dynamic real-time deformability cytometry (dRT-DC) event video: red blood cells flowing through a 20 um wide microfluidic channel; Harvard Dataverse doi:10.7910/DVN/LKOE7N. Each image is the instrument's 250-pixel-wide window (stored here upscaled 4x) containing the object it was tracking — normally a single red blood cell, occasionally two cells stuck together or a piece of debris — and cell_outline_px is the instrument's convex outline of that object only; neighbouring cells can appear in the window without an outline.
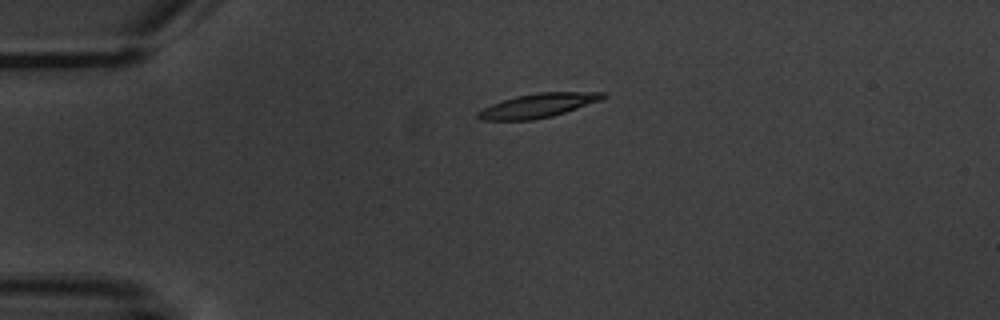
{"species": "common noctule bat (a hibernating species)", "species_latin": "Nyctalus noctula", "temperature_condition": "warm", "stored_images_in_passage": 4, "camera_frame_rate_fps": 3000, "um_per_image_px": 0.085, "animal": {"sex": "male", "body_mass_g": 20.1, "forearm_length_mm": 53.5}, "frame": {"image": 1, "passage_image": 3, "time_ms": 2.333, "image_size_px": [1000, 320], "cell_outline_px": [[608, 96], [600, 100], [552, 116], [532, 120], [480, 120], [476, 116], [476, 112], [492, 104], [516, 96], [536, 92], [608, 92]], "centroid_in_image_um": [45.73, 8.96], "position_along_channel_um": 39.3, "area_um2": 17.4}}